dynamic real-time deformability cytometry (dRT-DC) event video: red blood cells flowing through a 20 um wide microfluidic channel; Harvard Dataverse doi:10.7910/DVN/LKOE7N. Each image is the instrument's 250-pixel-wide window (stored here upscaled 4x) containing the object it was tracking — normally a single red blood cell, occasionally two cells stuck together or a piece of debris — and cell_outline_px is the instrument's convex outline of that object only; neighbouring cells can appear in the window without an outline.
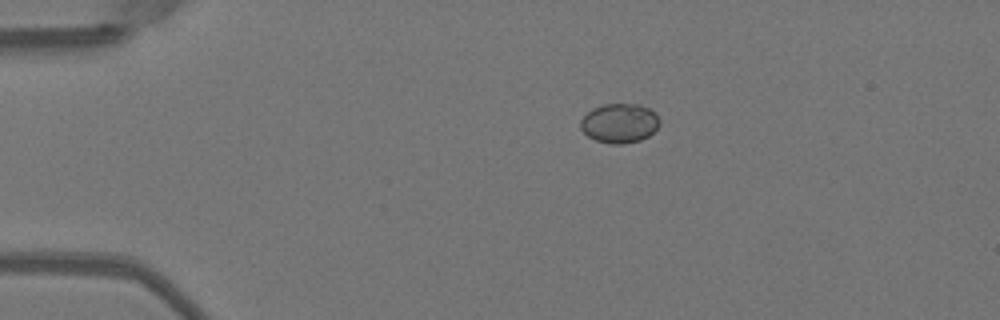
{"species": "Egyptian fruit bat (a non-hibernating species)", "species_latin": "Rousettus aegyptiacus", "temperature_condition": "warm", "stored_images_in_passage": 41, "camera_frame_rate_fps": 3000, "um_per_image_px": 0.085, "animal": {"sex": "female"}, "frame": {"image": 1, "passage_image": 1, "time_ms": 0.0, "image_size_px": [1000, 320], "cell_outline_px": [[660, 124], [648, 136], [640, 140], [624, 144], [608, 144], [596, 140], [588, 136], [580, 128], [580, 120], [592, 108], [604, 104], [640, 104], [656, 112], [660, 120]], "centroid_in_image_um": [52.66, 10.47], "position_along_channel_um": 32.3, "area_um2": 18.26}}
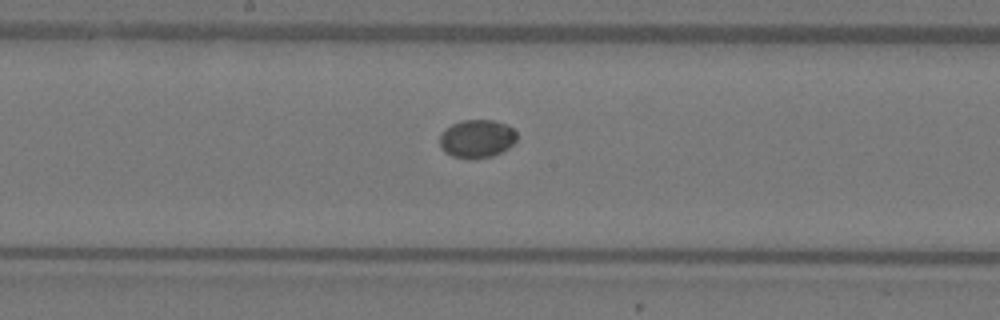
{"frame": {"image": 2, "passage_image": 18, "time_ms": 5.667, "image_size_px": [1000, 320], "cell_outline_px": [[516, 140], [508, 148], [492, 156], [468, 160], [452, 156], [444, 152], [440, 148], [440, 132], [444, 128], [460, 120], [492, 120], [508, 124], [516, 132]], "centroid_in_image_um": [40.5, 11.79], "position_along_channel_um": 207.7, "area_um2": 17.46}}
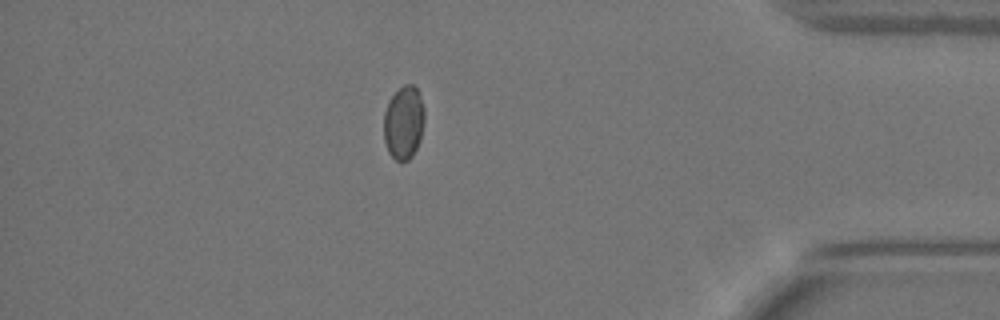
{"frame": {"image": 3, "passage_image": 35, "time_ms": 11.333, "image_size_px": [1000, 320], "cell_outline_px": [[424, 120], [420, 140], [412, 156], [408, 160], [400, 164], [388, 152], [384, 140], [384, 112], [388, 100], [404, 84], [412, 84], [416, 88], [424, 108]], "centroid_in_image_um": [34.3, 10.45], "position_along_channel_um": 400.9, "area_um2": 17.46}}